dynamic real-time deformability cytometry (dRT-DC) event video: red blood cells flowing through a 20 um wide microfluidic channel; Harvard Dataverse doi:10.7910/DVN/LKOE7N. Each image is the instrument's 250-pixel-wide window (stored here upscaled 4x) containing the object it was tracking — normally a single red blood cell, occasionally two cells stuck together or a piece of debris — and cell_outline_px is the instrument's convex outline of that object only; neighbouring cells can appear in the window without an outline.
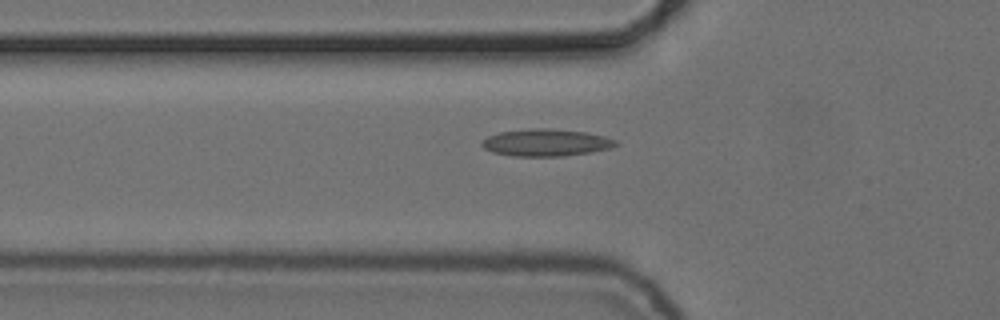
{"species": "common noctule bat (a hibernating species)", "species_latin": "Nyctalus noctula", "temperature_condition": "cold", "stored_images_in_passage": 38, "camera_frame_rate_fps": 3000, "um_per_image_px": 0.085, "animal": {"sex": "female", "body_mass_g": 24.6, "forearm_length_mm": 56.2}, "frame": {"image": 1, "passage_image": 3, "time_ms": 0.667, "image_size_px": [1000, 320], "cell_outline_px": [[620, 144], [612, 148], [592, 152], [564, 156], [512, 156], [492, 152], [484, 148], [480, 144], [488, 136], [500, 132], [532, 128], [548, 128], [584, 132], [604, 136], [616, 140]], "centroid_in_image_um": [46.44, 12.13], "position_along_channel_um": 79.4, "area_um2": 21.21}}
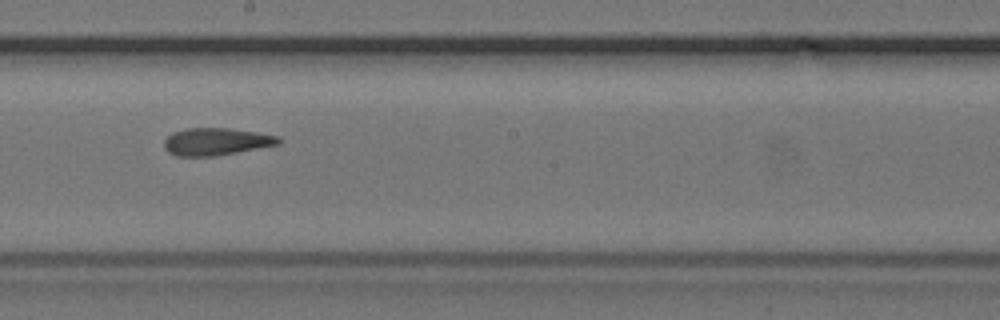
{"frame": {"image": 2, "passage_image": 15, "time_ms": 4.667, "image_size_px": [1000, 320], "cell_outline_px": [[280, 144], [216, 156], [176, 156], [168, 152], [164, 148], [164, 140], [172, 132], [188, 128], [228, 128], [256, 132], [280, 136]], "centroid_in_image_um": [18.36, 12.04], "position_along_channel_um": 229.8, "area_um2": 18.26}}
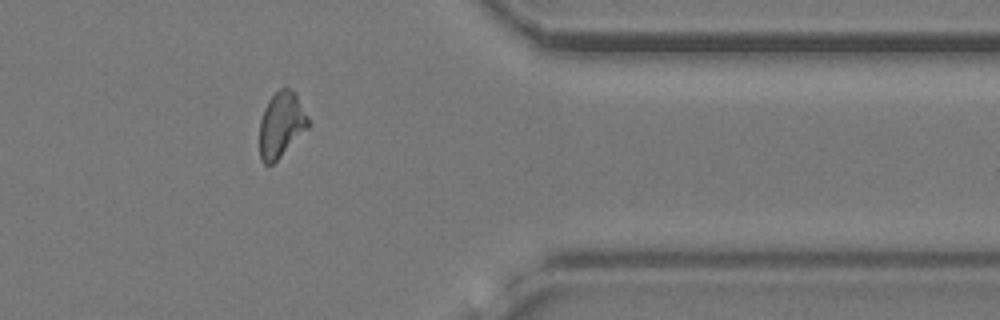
{"frame": {"image": 3, "passage_image": 29, "time_ms": 9.333, "image_size_px": [1000, 320], "cell_outline_px": [[308, 128], [272, 164], [264, 164], [260, 160], [260, 120], [264, 108], [268, 100], [280, 88], [292, 88], [296, 92], [308, 116]], "centroid_in_image_um": [23.9, 10.56], "position_along_channel_um": 387.5, "area_um2": 18.44}}